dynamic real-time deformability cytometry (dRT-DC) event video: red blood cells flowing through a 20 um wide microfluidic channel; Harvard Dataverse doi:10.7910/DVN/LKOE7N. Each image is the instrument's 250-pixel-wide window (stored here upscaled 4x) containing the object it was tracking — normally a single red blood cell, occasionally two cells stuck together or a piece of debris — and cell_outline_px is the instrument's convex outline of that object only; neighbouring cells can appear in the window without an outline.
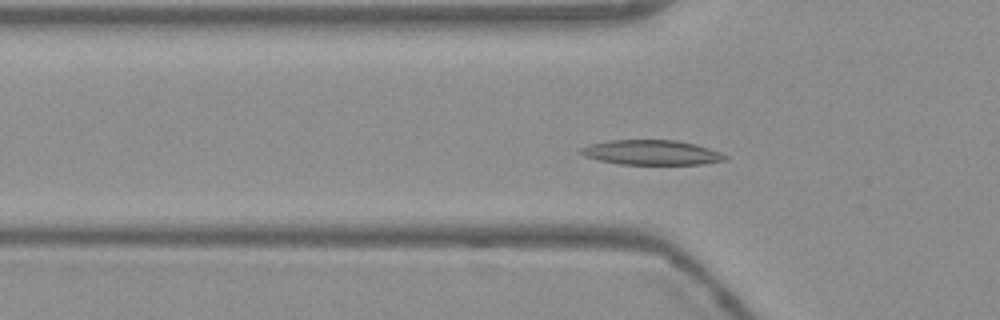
{"species": "Egyptian fruit bat (a non-hibernating species)", "species_latin": "Rousettus aegyptiacus", "temperature_condition": "warm", "stored_images_in_passage": 56, "camera_frame_rate_fps": 3000, "um_per_image_px": 0.085, "frame": {"image": 1, "passage_image": 18, "time_ms": 5.667, "image_size_px": [1000, 320], "cell_outline_px": [[728, 160], [704, 164], [620, 164], [596, 160], [584, 156], [576, 152], [580, 148], [592, 144], [608, 140], [676, 140], [696, 144], [720, 152], [728, 156]], "centroid_in_image_um": [55.37, 12.96], "position_along_channel_um": 70.4, "area_um2": 21.04}}
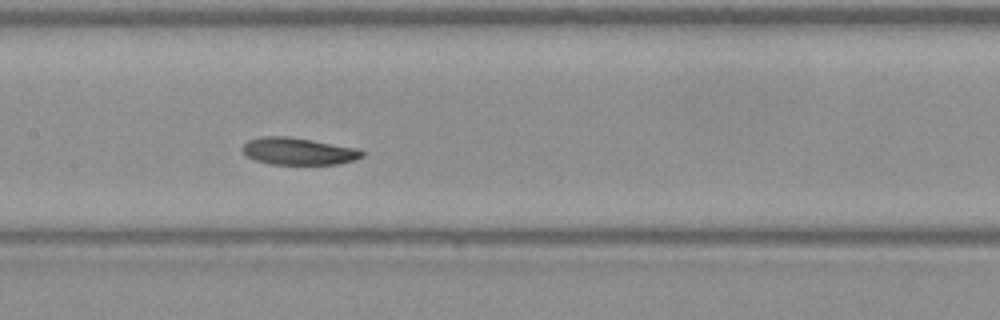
{"frame": {"image": 2, "passage_image": 27, "time_ms": 8.667, "image_size_px": [1000, 320], "cell_outline_px": [[364, 156], [356, 160], [336, 164], [272, 164], [256, 160], [244, 156], [240, 148], [248, 140], [260, 136], [288, 136], [312, 140], [356, 148], [364, 152]], "centroid_in_image_um": [25.32, 12.85], "position_along_channel_um": 182.1, "area_um2": 19.02}}
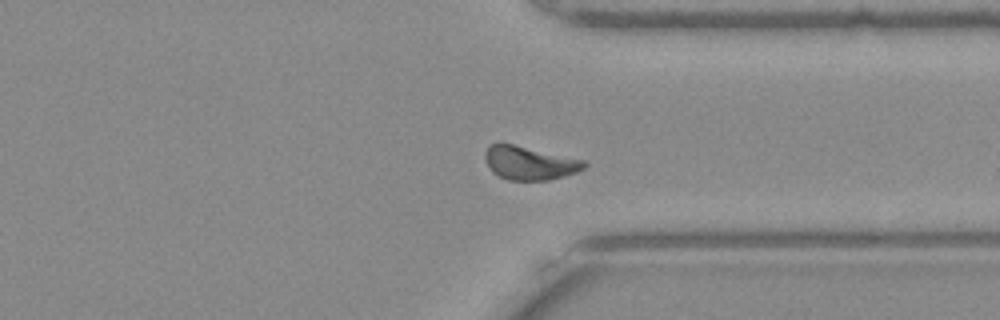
{"frame": {"image": 3, "passage_image": 42, "time_ms": 13.667, "image_size_px": [1000, 320], "cell_outline_px": [[588, 164], [584, 168], [576, 172], [564, 176], [548, 180], [508, 180], [496, 176], [492, 172], [484, 160], [484, 152], [488, 144], [500, 140], [584, 160]], "centroid_in_image_um": [44.92, 13.81], "position_along_channel_um": 366.5, "area_um2": 20.06}, "authors_computed_cell_mechanics": {"area_um2": 19.6809, "velocity_mm_per_s": 3.6963, "shape_relaxation_time_tau1_ms": 2.4063, "shape_relaxation_time_tau2_ms": 2.8187, "deformation_change_tau1": 0.0999, "deformation_change_tau2": 0.0794}}